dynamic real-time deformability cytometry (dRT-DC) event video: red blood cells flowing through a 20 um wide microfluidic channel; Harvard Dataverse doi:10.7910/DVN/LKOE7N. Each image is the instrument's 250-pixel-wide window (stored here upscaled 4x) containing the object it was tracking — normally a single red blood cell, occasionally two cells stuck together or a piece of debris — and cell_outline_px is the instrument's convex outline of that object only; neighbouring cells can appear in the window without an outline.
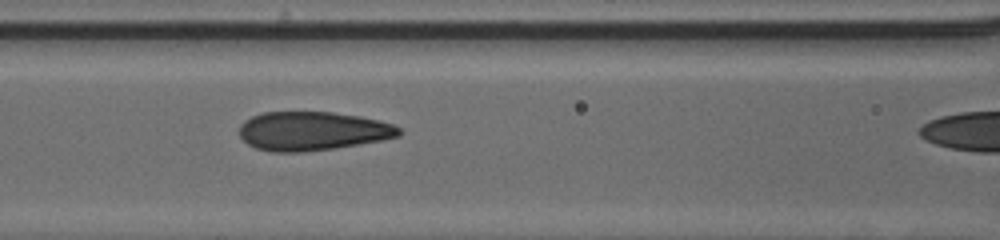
{"species": "human", "species_latin": "Homo sapiens", "temperature_condition": "cold", "stored_images_in_passage": 23, "camera_frame_rate_fps": 3000, "um_per_image_px": 0.085, "donor": {"sex": "male"}, "frame": {"image": 1, "passage_image": 22, "time_ms": 7.0, "image_size_px": [1000, 240], "cell_outline_px": [[400, 136], [380, 140], [332, 148], [300, 152], [272, 152], [256, 148], [248, 144], [240, 136], [240, 124], [244, 120], [252, 116], [264, 112], [332, 112], [360, 116], [380, 120], [392, 124], [400, 128]], "centroid_in_image_um": [26.54, 11.13], "position_along_channel_um": 140.1, "area_um2": 35.95}}